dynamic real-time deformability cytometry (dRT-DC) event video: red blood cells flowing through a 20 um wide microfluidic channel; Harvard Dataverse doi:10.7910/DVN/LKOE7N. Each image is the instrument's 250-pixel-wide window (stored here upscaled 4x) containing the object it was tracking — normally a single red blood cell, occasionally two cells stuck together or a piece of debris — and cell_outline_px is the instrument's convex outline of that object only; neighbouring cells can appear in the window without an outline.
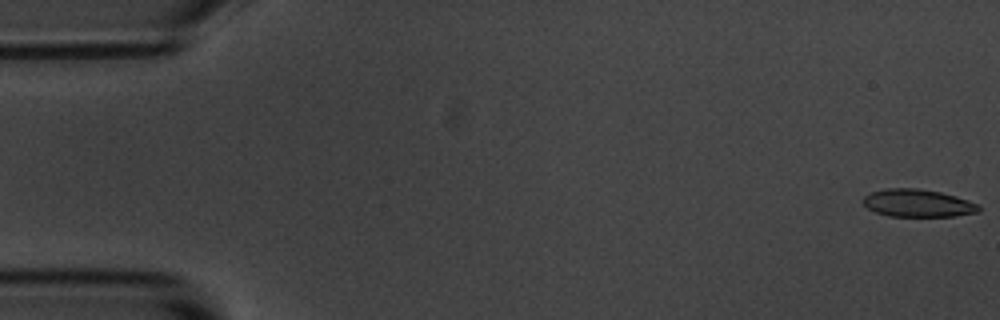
{"species": "common noctule bat (a hibernating species)", "species_latin": "Nyctalus noctula", "temperature_condition": "room temperature", "stored_images_in_passage": 55, "camera_frame_rate_fps": 3000, "um_per_image_px": 0.085, "animal": {"sex": "male", "body_mass_g": 20.1, "forearm_length_mm": 53.5}, "frame": {"image": 1, "passage_image": 1, "time_ms": 0.0, "image_size_px": [1000, 320], "cell_outline_px": [[980, 212], [956, 216], [888, 216], [876, 212], [868, 208], [860, 200], [864, 196], [872, 192], [888, 188], [916, 188], [940, 192], [956, 196], [976, 204], [980, 208]], "centroid_in_image_um": [77.99, 17.27], "position_along_channel_um": 7.0, "area_um2": 18.55}}
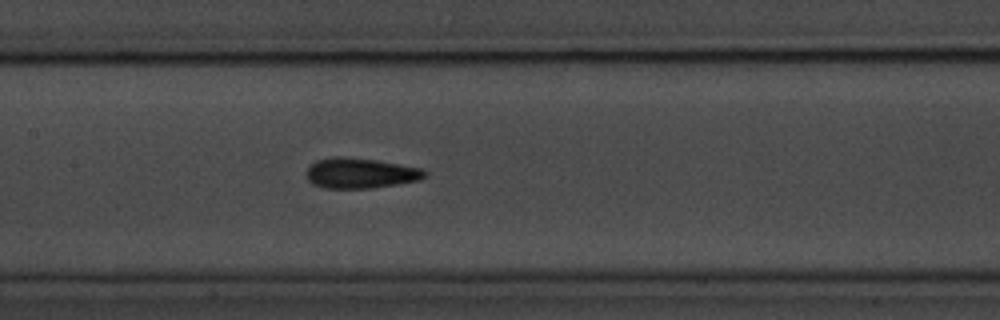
{"frame": {"image": 2, "passage_image": 26, "time_ms": 8.333, "image_size_px": [1000, 320], "cell_outline_px": [[428, 172], [420, 180], [372, 188], [324, 188], [312, 184], [308, 180], [304, 172], [316, 160], [336, 156], [344, 156], [376, 160], [420, 168]], "centroid_in_image_um": [30.58, 14.72], "position_along_channel_um": 176.8, "area_um2": 20.92}}
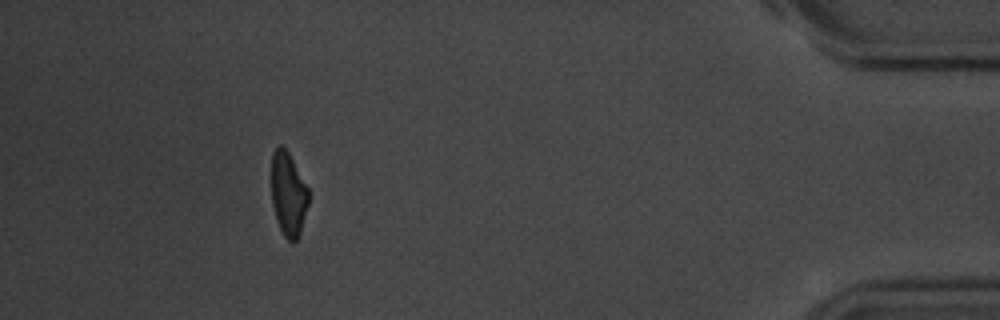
{"frame": {"image": 3, "passage_image": 50, "time_ms": 16.333, "image_size_px": [1000, 320], "cell_outline_px": [[308, 204], [300, 232], [296, 240], [292, 244], [284, 236], [276, 220], [272, 204], [272, 152], [280, 144], [288, 152], [308, 188]], "centroid_in_image_um": [24.49, 16.52], "position_along_channel_um": 410.7, "area_um2": 17.92}, "authors_computed_cell_mechanics": {"area_um2": 19.7676, "velocity_mm_per_s": 3.6756, "shape_relaxation_time_tau1_ms": 5.3587, "shape_relaxation_time_tau2_ms": 3.2755, "deformation_change_tau1": 0.1465, "deformation_change_tau2": 0.1116}}